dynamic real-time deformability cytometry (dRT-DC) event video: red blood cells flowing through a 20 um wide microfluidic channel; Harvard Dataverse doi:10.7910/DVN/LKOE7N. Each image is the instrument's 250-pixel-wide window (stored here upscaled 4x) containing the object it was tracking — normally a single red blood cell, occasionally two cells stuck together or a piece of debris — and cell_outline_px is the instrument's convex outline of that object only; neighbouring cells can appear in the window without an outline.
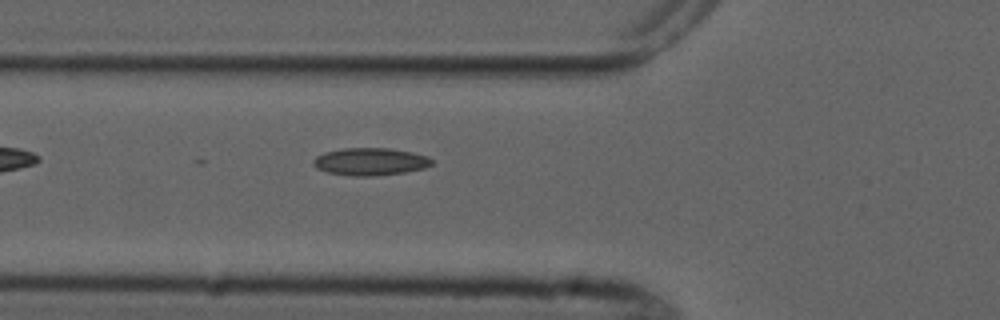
{"species": "common noctule bat (a hibernating species)", "species_latin": "Nyctalus noctula", "temperature_condition": "cold", "stored_images_in_passage": 6, "camera_frame_rate_fps": 3000, "um_per_image_px": 0.085, "animal": {"sex": "male", "forearm_length_mm": 52.5}, "frame": {"image": 1, "passage_image": 6, "time_ms": 5.667, "image_size_px": [1000, 320], "cell_outline_px": [[432, 164], [424, 168], [404, 172], [372, 176], [352, 176], [328, 172], [316, 168], [312, 164], [312, 160], [316, 156], [324, 152], [344, 148], [388, 148], [412, 152], [428, 156], [432, 160]], "centroid_in_image_um": [31.45, 13.73], "position_along_channel_um": 94.4, "area_um2": 18.96}}